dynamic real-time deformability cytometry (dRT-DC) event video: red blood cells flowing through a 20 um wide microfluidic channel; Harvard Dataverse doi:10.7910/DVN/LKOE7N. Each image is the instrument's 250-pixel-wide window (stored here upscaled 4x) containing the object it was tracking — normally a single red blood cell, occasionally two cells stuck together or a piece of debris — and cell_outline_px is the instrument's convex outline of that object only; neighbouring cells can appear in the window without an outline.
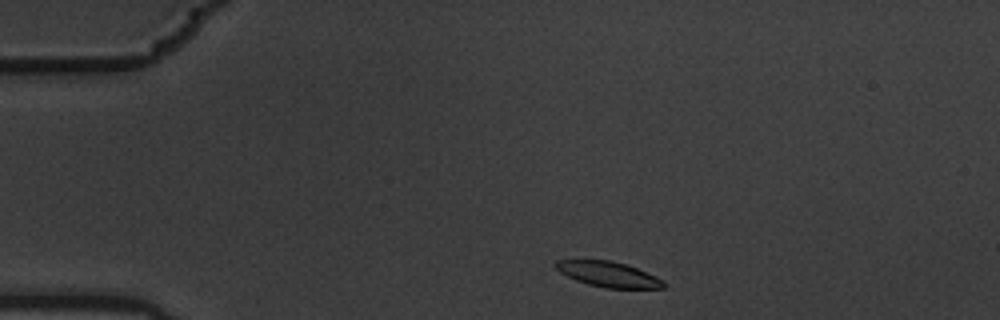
{"species": "common noctule bat (a hibernating species)", "species_latin": "Nyctalus noctula", "temperature_condition": "warm", "stored_images_in_passage": 2, "camera_frame_rate_fps": 3000, "um_per_image_px": 0.085, "animal": {"sex": "male", "body_mass_g": 19.5, "forearm_length_mm": 54.6}, "frame": {"image": 1, "passage_image": 1, "time_ms": 0.0, "image_size_px": [1000, 320], "cell_outline_px": [[668, 284], [664, 288], [604, 288], [588, 284], [576, 280], [560, 272], [552, 264], [556, 260], [612, 260], [636, 268], [664, 280]], "centroid_in_image_um": [51.71, 23.31], "position_along_channel_um": 33.3, "area_um2": 15.9}}